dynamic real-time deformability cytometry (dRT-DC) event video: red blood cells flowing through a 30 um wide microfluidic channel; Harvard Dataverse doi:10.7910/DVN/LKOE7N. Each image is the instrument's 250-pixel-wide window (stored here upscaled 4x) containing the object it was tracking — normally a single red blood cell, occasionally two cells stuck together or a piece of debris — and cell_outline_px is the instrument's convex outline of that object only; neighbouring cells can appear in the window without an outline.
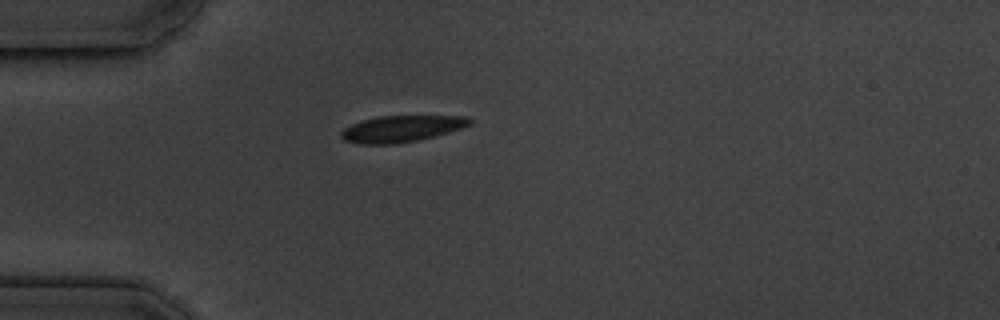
{"species": "common noctule bat (a hibernating species)", "species_latin": "Nyctalus noctula", "temperature_condition": "cold", "stored_images_in_passage": 11, "camera_frame_rate_fps": 3000, "um_per_image_px": 0.085, "animal": {"sex": "male", "body_mass_g": 19.5, "forearm_length_mm": 54.6}, "frame": {"image": 1, "passage_image": 1, "time_ms": 0.0, "image_size_px": [1000, 320], "cell_outline_px": [[472, 124], [448, 132], [416, 140], [396, 144], [360, 144], [344, 140], [340, 136], [340, 132], [344, 128], [352, 124], [376, 116], [468, 116], [472, 120]], "centroid_in_image_um": [34.1, 10.94], "position_along_channel_um": 50.9, "area_um2": 19.65}}
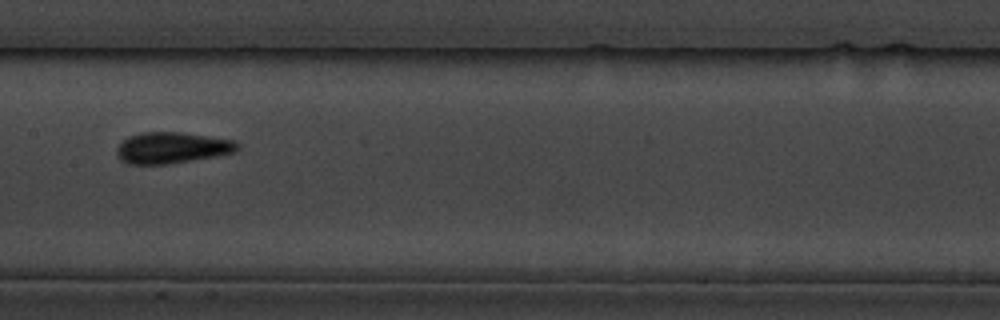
{"frame": {"image": 2, "passage_image": 5, "time_ms": 4.333, "image_size_px": [1000, 320], "cell_outline_px": [[240, 148], [236, 152], [216, 156], [168, 164], [128, 164], [120, 160], [116, 152], [116, 148], [128, 136], [144, 132], [180, 132], [236, 140], [240, 144]], "centroid_in_image_um": [14.65, 12.56], "position_along_channel_um": 192.8, "area_um2": 22.08}}
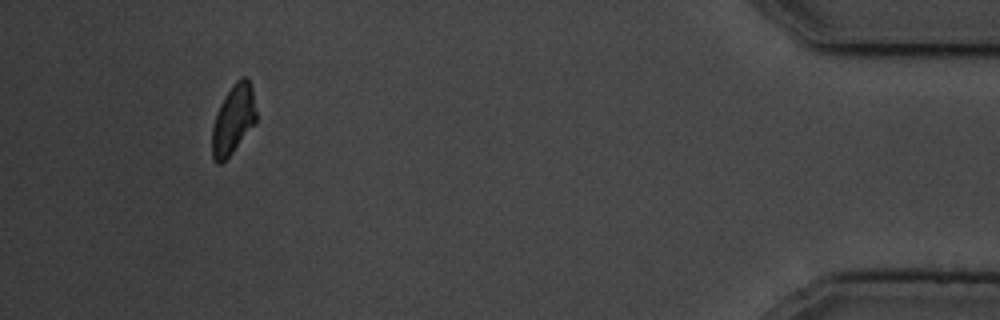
{"frame": {"image": 3, "passage_image": 11, "time_ms": 12.333, "image_size_px": [1000, 320], "cell_outline_px": [[256, 124], [232, 152], [220, 164], [216, 164], [212, 160], [212, 128], [216, 112], [224, 96], [236, 80], [240, 76], [248, 76], [252, 88], [256, 112]], "centroid_in_image_um": [19.83, 10.14], "position_along_channel_um": 415.4, "area_um2": 18.03}, "authors_computed_cell_mechanics": {"area_um2": 20.23, "velocity_mm_per_s": 3.5643, "shape_relaxation_time_tau1_ms": 3.594, "shape_relaxation_time_tau2_ms": 1.2159, "deformation_change_tau1": 0.084, "deformation_change_tau2": 0.0575}}